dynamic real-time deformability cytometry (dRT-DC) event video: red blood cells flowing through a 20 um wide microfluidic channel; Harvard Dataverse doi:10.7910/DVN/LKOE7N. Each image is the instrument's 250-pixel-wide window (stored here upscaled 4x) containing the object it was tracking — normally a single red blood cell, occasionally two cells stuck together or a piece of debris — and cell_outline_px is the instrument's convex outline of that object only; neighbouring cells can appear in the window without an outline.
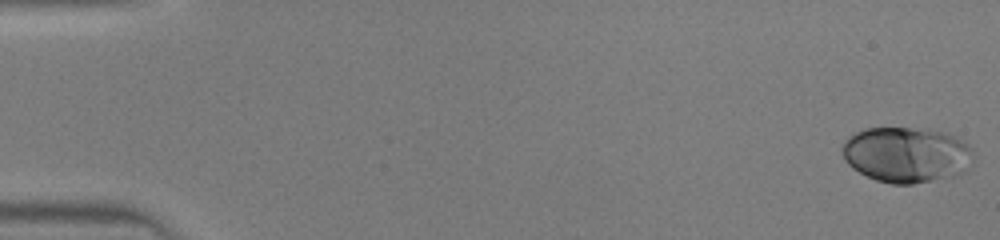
{"species": "human", "species_latin": "Homo sapiens", "temperature_condition": "warm", "stored_images_in_passage": 46, "camera_frame_rate_fps": 3000, "um_per_image_px": 0.085, "donor": {"sex": "male"}, "frame": {"image": 1, "passage_image": 1, "time_ms": 0.0, "image_size_px": [1000, 240], "cell_outline_px": [[976, 156], [968, 172], [960, 176], [912, 184], [892, 184], [876, 180], [852, 168], [844, 160], [840, 148], [844, 140], [848, 136], [864, 128], [928, 128], [956, 136], [968, 144], [972, 148]], "centroid_in_image_um": [77.11, 13.16], "position_along_channel_um": 7.9, "area_um2": 43.64}}
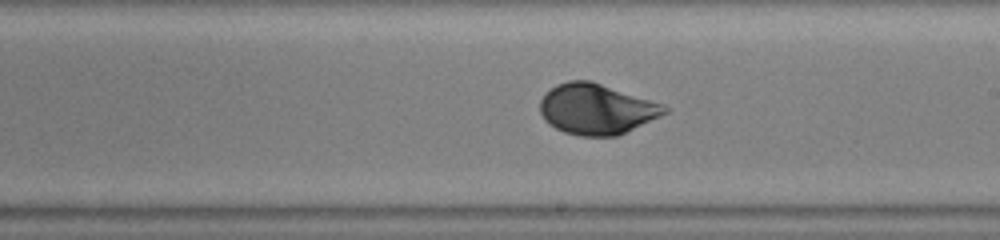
{"frame": {"image": 2, "passage_image": 27, "time_ms": 8.667, "image_size_px": [1000, 240], "cell_outline_px": [[672, 108], [668, 112], [660, 116], [616, 136], [580, 136], [564, 132], [548, 124], [544, 120], [540, 112], [540, 100], [556, 84], [568, 80], [592, 80], [664, 104]], "centroid_in_image_um": [50.71, 9.26], "position_along_channel_um": 238.3, "area_um2": 36.76}}
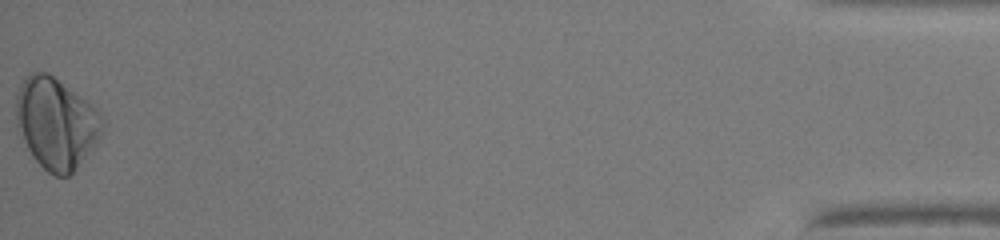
{"frame": {"image": 3, "passage_image": 46, "time_ms": 15.0, "image_size_px": [1000, 240], "cell_outline_px": [[104, 124], [96, 140], [76, 168], [68, 176], [56, 176], [48, 172], [32, 156], [16, 132], [16, 96], [20, 84], [32, 72], [48, 72], [96, 108], [104, 120]], "centroid_in_image_um": [4.71, 10.47], "position_along_channel_um": 430.5, "area_um2": 45.26}}